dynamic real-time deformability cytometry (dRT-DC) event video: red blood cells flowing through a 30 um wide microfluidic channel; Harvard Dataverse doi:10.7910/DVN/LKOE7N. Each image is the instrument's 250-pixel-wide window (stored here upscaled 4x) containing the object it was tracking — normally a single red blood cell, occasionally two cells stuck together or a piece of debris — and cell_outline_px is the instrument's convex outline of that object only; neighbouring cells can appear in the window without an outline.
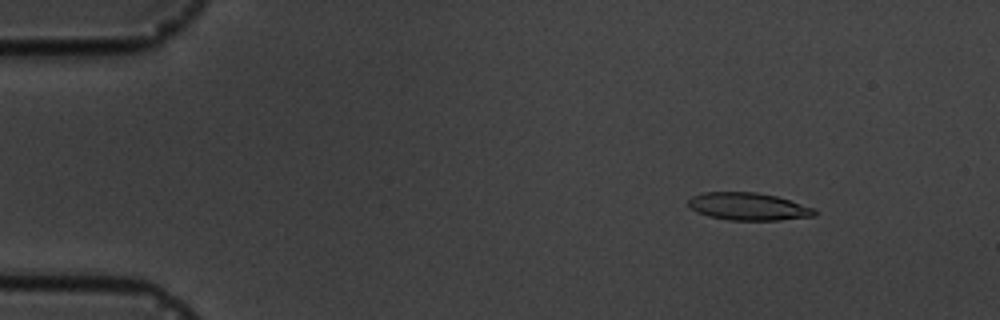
{"species": "common noctule bat (a hibernating species)", "species_latin": "Nyctalus noctula", "temperature_condition": "cold", "stored_images_in_passage": 5, "camera_frame_rate_fps": 3000, "um_per_image_px": 0.085, "animal": {"sex": "male", "body_mass_g": 19.5, "forearm_length_mm": 54.6}, "frame": {"image": 1, "passage_image": 2, "time_ms": 2.0, "image_size_px": [1000, 320], "cell_outline_px": [[820, 212], [816, 216], [780, 220], [728, 220], [708, 216], [696, 212], [688, 204], [688, 200], [692, 196], [704, 192], [756, 192], [776, 196], [812, 208]], "centroid_in_image_um": [63.6, 17.56], "position_along_channel_um": 21.4, "area_um2": 20.23}}
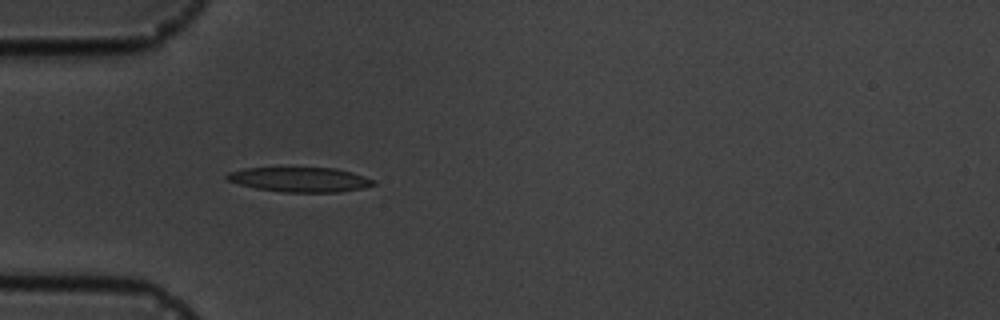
{"frame": {"image": 2, "passage_image": 5, "time_ms": 5.333, "image_size_px": [1000, 320], "cell_outline_px": [[376, 184], [360, 188], [340, 192], [284, 192], [256, 188], [240, 184], [228, 180], [224, 176], [228, 172], [244, 168], [336, 168], [352, 172], [376, 180]], "centroid_in_image_um": [25.5, 15.26], "position_along_channel_um": 59.5, "area_um2": 20.98}}